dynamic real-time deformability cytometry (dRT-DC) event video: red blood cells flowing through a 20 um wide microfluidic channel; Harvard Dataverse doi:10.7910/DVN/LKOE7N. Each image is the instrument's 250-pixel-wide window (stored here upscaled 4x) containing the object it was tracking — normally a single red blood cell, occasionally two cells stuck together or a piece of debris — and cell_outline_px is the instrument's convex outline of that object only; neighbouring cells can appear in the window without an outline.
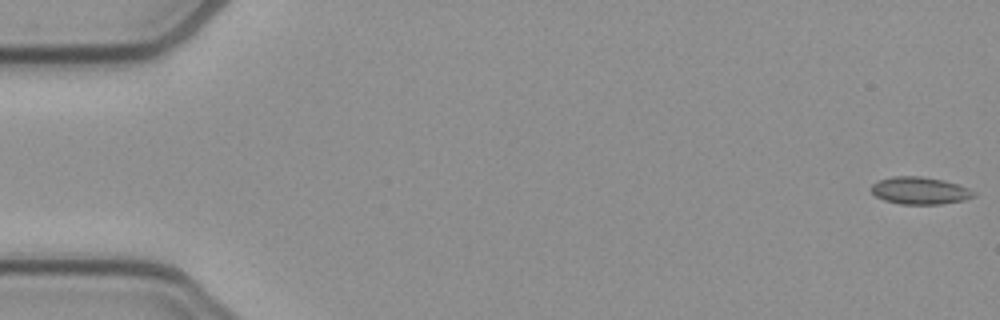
{"species": "common noctule bat (a hibernating species)", "species_latin": "Nyctalus noctula", "temperature_condition": "cold", "stored_images_in_passage": 53, "camera_frame_rate_fps": 3000, "um_per_image_px": 0.085, "animal": {"sex": "female", "body_mass_g": 21.9}, "frame": {"image": 1, "passage_image": 1, "time_ms": 0.0, "image_size_px": [1000, 320], "cell_outline_px": [[976, 196], [964, 200], [940, 204], [900, 204], [884, 200], [876, 196], [872, 192], [872, 184], [880, 180], [892, 176], [920, 176], [944, 180], [968, 188], [976, 192]], "centroid_in_image_um": [78.2, 16.2], "position_along_channel_um": 6.8, "area_um2": 16.24}}
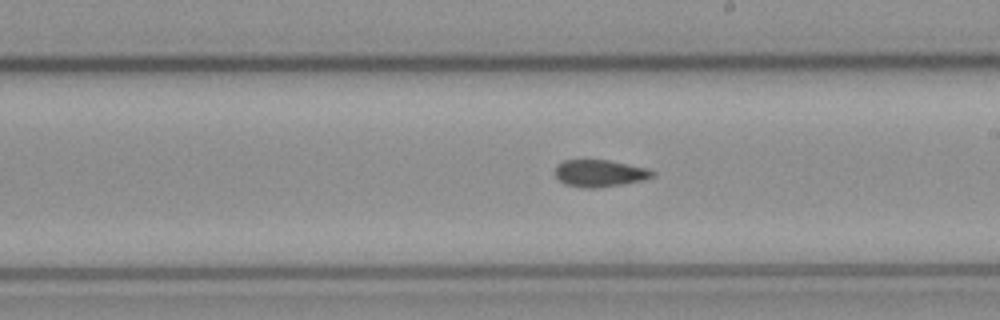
{"frame": {"image": 2, "passage_image": 30, "time_ms": 9.667, "image_size_px": [1000, 320], "cell_outline_px": [[656, 176], [644, 180], [624, 184], [596, 188], [584, 188], [564, 184], [556, 176], [556, 164], [564, 160], [608, 160], [648, 168], [656, 172]], "centroid_in_image_um": [51.02, 14.73], "position_along_channel_um": 238.0, "area_um2": 15.49}}
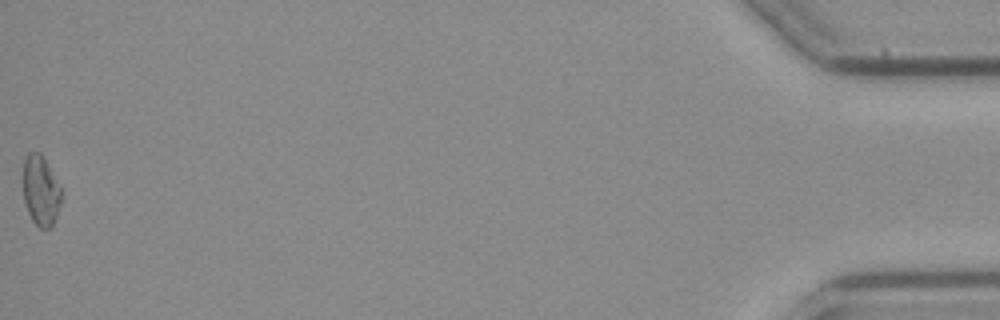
{"frame": {"image": 3, "passage_image": 53, "time_ms": 17.333, "image_size_px": [1000, 320], "cell_outline_px": [[60, 204], [56, 216], [52, 224], [48, 228], [40, 228], [32, 220], [28, 212], [24, 200], [24, 160], [28, 152], [40, 152], [60, 188]], "centroid_in_image_um": [3.44, 16.21], "position_along_channel_um": 431.8, "area_um2": 15.03}, "authors_computed_cell_mechanics": {"area_um2": 15.4904, "velocity_mm_per_s": 3.9068, "shape_relaxation_time_tau1_ms": null, "shape_relaxation_time_tau2_ms": 5.3925, "deformation_change_tau1": null, "deformation_change_tau2": 0.0809}}